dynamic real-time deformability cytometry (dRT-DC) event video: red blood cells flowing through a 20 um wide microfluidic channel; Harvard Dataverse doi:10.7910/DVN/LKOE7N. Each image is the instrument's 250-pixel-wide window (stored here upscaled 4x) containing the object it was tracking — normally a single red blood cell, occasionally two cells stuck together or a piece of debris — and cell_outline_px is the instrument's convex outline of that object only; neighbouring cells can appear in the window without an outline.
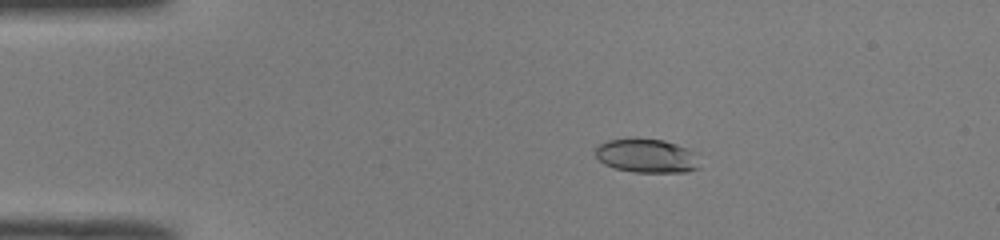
{"species": "common noctule bat (a hibernating species)", "species_latin": "Nyctalus noctula", "temperature_condition": "room temperature", "stored_images_in_passage": 44, "camera_frame_rate_fps": 3000, "um_per_image_px": 0.085, "animal": {"sex": "male", "body_mass_g": 19.0, "forearm_length_mm": 50.8}, "frame": {"image": 1, "passage_image": 3, "time_ms": 0.667, "image_size_px": [1000, 240], "cell_outline_px": [[700, 168], [688, 172], [632, 172], [616, 168], [604, 164], [596, 156], [596, 148], [600, 144], [608, 140], [632, 136], [664, 140], [688, 148], [692, 152]], "centroid_in_image_um": [54.93, 13.22], "position_along_channel_um": 30.1, "area_um2": 20.81}}
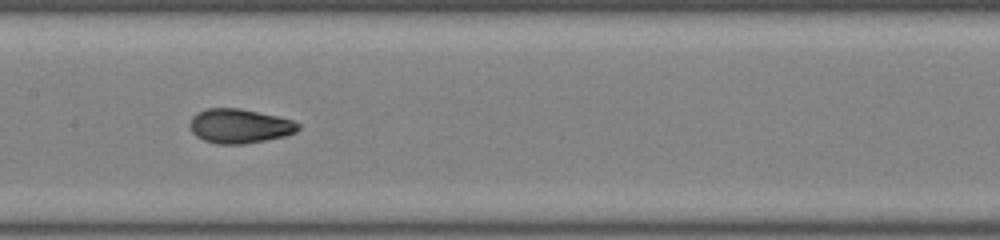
{"frame": {"image": 2, "passage_image": 19, "time_ms": 6.0, "image_size_px": [1000, 240], "cell_outline_px": [[300, 128], [296, 132], [284, 136], [244, 144], [216, 144], [204, 140], [196, 136], [192, 132], [192, 116], [196, 112], [208, 108], [240, 108], [276, 116], [292, 120], [300, 124]], "centroid_in_image_um": [20.37, 10.71], "position_along_channel_um": 187.0, "area_um2": 21.5}}
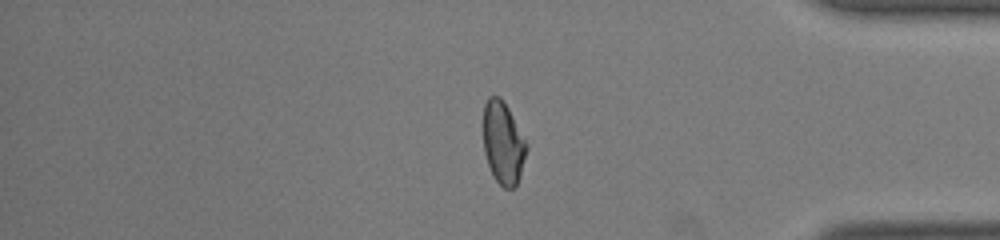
{"frame": {"image": 3, "passage_image": 36, "time_ms": 11.667, "image_size_px": [1000, 240], "cell_outline_px": [[528, 148], [520, 176], [516, 184], [512, 188], [504, 188], [496, 180], [488, 164], [484, 152], [484, 104], [488, 96], [500, 96], [504, 100]], "centroid_in_image_um": [42.75, 12.13], "position_along_channel_um": 392.4, "area_um2": 20.4}, "authors_computed_cell_mechanics": {"area_um2": 21.2415, "velocity_mm_per_s": 4.0173, "shape_relaxation_time_tau1_ms": 6.8085, "shape_relaxation_time_tau2_ms": 1.3217, "deformation_change_tau1": 0.2271, "deformation_change_tau2": 0.0583}}